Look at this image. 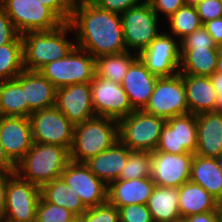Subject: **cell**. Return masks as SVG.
I'll return each instance as SVG.
<instances>
[{"mask_svg": "<svg viewBox=\"0 0 222 222\" xmlns=\"http://www.w3.org/2000/svg\"><path fill=\"white\" fill-rule=\"evenodd\" d=\"M157 13L158 17L163 13L165 18H170L180 7L184 6L185 0H146Z\"/></svg>", "mask_w": 222, "mask_h": 222, "instance_id": "b9f144b4", "label": "cell"}, {"mask_svg": "<svg viewBox=\"0 0 222 222\" xmlns=\"http://www.w3.org/2000/svg\"><path fill=\"white\" fill-rule=\"evenodd\" d=\"M218 162H219V166H220V169L222 170V155L217 158Z\"/></svg>", "mask_w": 222, "mask_h": 222, "instance_id": "db71d44e", "label": "cell"}, {"mask_svg": "<svg viewBox=\"0 0 222 222\" xmlns=\"http://www.w3.org/2000/svg\"><path fill=\"white\" fill-rule=\"evenodd\" d=\"M40 193L45 201L64 207L76 217H80L87 210L79 195L74 193L61 177L42 185Z\"/></svg>", "mask_w": 222, "mask_h": 222, "instance_id": "f1b7e54d", "label": "cell"}, {"mask_svg": "<svg viewBox=\"0 0 222 222\" xmlns=\"http://www.w3.org/2000/svg\"><path fill=\"white\" fill-rule=\"evenodd\" d=\"M130 151L127 146L118 140L107 150L87 160L85 164L97 178L108 185L119 179Z\"/></svg>", "mask_w": 222, "mask_h": 222, "instance_id": "603a6c76", "label": "cell"}, {"mask_svg": "<svg viewBox=\"0 0 222 222\" xmlns=\"http://www.w3.org/2000/svg\"><path fill=\"white\" fill-rule=\"evenodd\" d=\"M166 119L144 110H134L118 121L119 140L133 151H155Z\"/></svg>", "mask_w": 222, "mask_h": 222, "instance_id": "5b68a950", "label": "cell"}, {"mask_svg": "<svg viewBox=\"0 0 222 222\" xmlns=\"http://www.w3.org/2000/svg\"><path fill=\"white\" fill-rule=\"evenodd\" d=\"M24 70L21 34L11 43L0 46V81L15 79Z\"/></svg>", "mask_w": 222, "mask_h": 222, "instance_id": "1f68e13d", "label": "cell"}, {"mask_svg": "<svg viewBox=\"0 0 222 222\" xmlns=\"http://www.w3.org/2000/svg\"><path fill=\"white\" fill-rule=\"evenodd\" d=\"M210 78L217 94L215 112L222 113V75L219 73H213Z\"/></svg>", "mask_w": 222, "mask_h": 222, "instance_id": "bcb514c9", "label": "cell"}, {"mask_svg": "<svg viewBox=\"0 0 222 222\" xmlns=\"http://www.w3.org/2000/svg\"><path fill=\"white\" fill-rule=\"evenodd\" d=\"M157 79L139 57L132 63L121 85L134 110H143L148 104Z\"/></svg>", "mask_w": 222, "mask_h": 222, "instance_id": "ffe728a7", "label": "cell"}, {"mask_svg": "<svg viewBox=\"0 0 222 222\" xmlns=\"http://www.w3.org/2000/svg\"><path fill=\"white\" fill-rule=\"evenodd\" d=\"M178 201L182 220L191 215L216 211L217 199L202 186L191 181L179 187Z\"/></svg>", "mask_w": 222, "mask_h": 222, "instance_id": "4316f807", "label": "cell"}, {"mask_svg": "<svg viewBox=\"0 0 222 222\" xmlns=\"http://www.w3.org/2000/svg\"><path fill=\"white\" fill-rule=\"evenodd\" d=\"M73 32L69 22L51 31H27L21 35L23 41V67L39 71L47 63L64 58L76 45L68 40Z\"/></svg>", "mask_w": 222, "mask_h": 222, "instance_id": "7a4b0ae2", "label": "cell"}, {"mask_svg": "<svg viewBox=\"0 0 222 222\" xmlns=\"http://www.w3.org/2000/svg\"><path fill=\"white\" fill-rule=\"evenodd\" d=\"M200 1H202V0H185V3L187 5H194L195 6Z\"/></svg>", "mask_w": 222, "mask_h": 222, "instance_id": "f5cc1de1", "label": "cell"}, {"mask_svg": "<svg viewBox=\"0 0 222 222\" xmlns=\"http://www.w3.org/2000/svg\"><path fill=\"white\" fill-rule=\"evenodd\" d=\"M151 166V153L131 150L119 179L132 180L151 177Z\"/></svg>", "mask_w": 222, "mask_h": 222, "instance_id": "836d02e7", "label": "cell"}, {"mask_svg": "<svg viewBox=\"0 0 222 222\" xmlns=\"http://www.w3.org/2000/svg\"><path fill=\"white\" fill-rule=\"evenodd\" d=\"M55 107L73 125L95 117L90 83H77L58 88L56 91Z\"/></svg>", "mask_w": 222, "mask_h": 222, "instance_id": "e0dca14e", "label": "cell"}, {"mask_svg": "<svg viewBox=\"0 0 222 222\" xmlns=\"http://www.w3.org/2000/svg\"><path fill=\"white\" fill-rule=\"evenodd\" d=\"M0 141L8 158L16 165L33 143L30 119L0 116Z\"/></svg>", "mask_w": 222, "mask_h": 222, "instance_id": "ac0fdd59", "label": "cell"}, {"mask_svg": "<svg viewBox=\"0 0 222 222\" xmlns=\"http://www.w3.org/2000/svg\"><path fill=\"white\" fill-rule=\"evenodd\" d=\"M15 172L0 171V221H3L5 212V195L9 178Z\"/></svg>", "mask_w": 222, "mask_h": 222, "instance_id": "f6af8a7d", "label": "cell"}, {"mask_svg": "<svg viewBox=\"0 0 222 222\" xmlns=\"http://www.w3.org/2000/svg\"><path fill=\"white\" fill-rule=\"evenodd\" d=\"M196 149V115L187 113L166 119L155 151L171 154H195Z\"/></svg>", "mask_w": 222, "mask_h": 222, "instance_id": "7c38bea8", "label": "cell"}, {"mask_svg": "<svg viewBox=\"0 0 222 222\" xmlns=\"http://www.w3.org/2000/svg\"><path fill=\"white\" fill-rule=\"evenodd\" d=\"M90 86L96 116L119 121L134 111L121 84L95 75Z\"/></svg>", "mask_w": 222, "mask_h": 222, "instance_id": "9a60e30c", "label": "cell"}, {"mask_svg": "<svg viewBox=\"0 0 222 222\" xmlns=\"http://www.w3.org/2000/svg\"><path fill=\"white\" fill-rule=\"evenodd\" d=\"M81 222H120L119 210L106 202L105 204L87 208L80 216Z\"/></svg>", "mask_w": 222, "mask_h": 222, "instance_id": "d590c367", "label": "cell"}, {"mask_svg": "<svg viewBox=\"0 0 222 222\" xmlns=\"http://www.w3.org/2000/svg\"><path fill=\"white\" fill-rule=\"evenodd\" d=\"M69 24L74 31L76 47L94 58L127 51L119 13L93 3L71 5Z\"/></svg>", "mask_w": 222, "mask_h": 222, "instance_id": "6da1fadb", "label": "cell"}, {"mask_svg": "<svg viewBox=\"0 0 222 222\" xmlns=\"http://www.w3.org/2000/svg\"><path fill=\"white\" fill-rule=\"evenodd\" d=\"M215 73L222 75V46H219Z\"/></svg>", "mask_w": 222, "mask_h": 222, "instance_id": "681fc988", "label": "cell"}, {"mask_svg": "<svg viewBox=\"0 0 222 222\" xmlns=\"http://www.w3.org/2000/svg\"><path fill=\"white\" fill-rule=\"evenodd\" d=\"M217 46H222V17L203 24Z\"/></svg>", "mask_w": 222, "mask_h": 222, "instance_id": "ee69618b", "label": "cell"}, {"mask_svg": "<svg viewBox=\"0 0 222 222\" xmlns=\"http://www.w3.org/2000/svg\"><path fill=\"white\" fill-rule=\"evenodd\" d=\"M70 222H81L80 217H75L73 220H71Z\"/></svg>", "mask_w": 222, "mask_h": 222, "instance_id": "11a10c76", "label": "cell"}, {"mask_svg": "<svg viewBox=\"0 0 222 222\" xmlns=\"http://www.w3.org/2000/svg\"><path fill=\"white\" fill-rule=\"evenodd\" d=\"M1 7L21 35L27 31H51L65 23L40 0H2Z\"/></svg>", "mask_w": 222, "mask_h": 222, "instance_id": "52a82bcc", "label": "cell"}, {"mask_svg": "<svg viewBox=\"0 0 222 222\" xmlns=\"http://www.w3.org/2000/svg\"><path fill=\"white\" fill-rule=\"evenodd\" d=\"M179 188L155 185L147 201L153 222H181Z\"/></svg>", "mask_w": 222, "mask_h": 222, "instance_id": "d4e9b609", "label": "cell"}, {"mask_svg": "<svg viewBox=\"0 0 222 222\" xmlns=\"http://www.w3.org/2000/svg\"><path fill=\"white\" fill-rule=\"evenodd\" d=\"M16 165L8 158L0 141V171L15 172Z\"/></svg>", "mask_w": 222, "mask_h": 222, "instance_id": "c3c4849f", "label": "cell"}, {"mask_svg": "<svg viewBox=\"0 0 222 222\" xmlns=\"http://www.w3.org/2000/svg\"><path fill=\"white\" fill-rule=\"evenodd\" d=\"M40 187L14 173L8 180L4 222H35Z\"/></svg>", "mask_w": 222, "mask_h": 222, "instance_id": "8fae6325", "label": "cell"}, {"mask_svg": "<svg viewBox=\"0 0 222 222\" xmlns=\"http://www.w3.org/2000/svg\"><path fill=\"white\" fill-rule=\"evenodd\" d=\"M73 192L77 193L86 208L107 202L108 185L97 178L85 163L69 161L61 174Z\"/></svg>", "mask_w": 222, "mask_h": 222, "instance_id": "5bb4252c", "label": "cell"}, {"mask_svg": "<svg viewBox=\"0 0 222 222\" xmlns=\"http://www.w3.org/2000/svg\"><path fill=\"white\" fill-rule=\"evenodd\" d=\"M138 57L157 77L173 76L179 72L180 68L179 40L161 30L150 45L138 54Z\"/></svg>", "mask_w": 222, "mask_h": 222, "instance_id": "4fadbf2b", "label": "cell"}, {"mask_svg": "<svg viewBox=\"0 0 222 222\" xmlns=\"http://www.w3.org/2000/svg\"><path fill=\"white\" fill-rule=\"evenodd\" d=\"M189 113L200 114L215 111L217 94L209 76L183 74Z\"/></svg>", "mask_w": 222, "mask_h": 222, "instance_id": "cb8c5ba5", "label": "cell"}, {"mask_svg": "<svg viewBox=\"0 0 222 222\" xmlns=\"http://www.w3.org/2000/svg\"><path fill=\"white\" fill-rule=\"evenodd\" d=\"M75 217L64 207L49 203L41 197L37 205L35 222H70Z\"/></svg>", "mask_w": 222, "mask_h": 222, "instance_id": "e575fe53", "label": "cell"}, {"mask_svg": "<svg viewBox=\"0 0 222 222\" xmlns=\"http://www.w3.org/2000/svg\"><path fill=\"white\" fill-rule=\"evenodd\" d=\"M154 187L155 183L151 177L117 179L108 184L107 202L118 209L133 204L146 205Z\"/></svg>", "mask_w": 222, "mask_h": 222, "instance_id": "7402d4cb", "label": "cell"}, {"mask_svg": "<svg viewBox=\"0 0 222 222\" xmlns=\"http://www.w3.org/2000/svg\"><path fill=\"white\" fill-rule=\"evenodd\" d=\"M195 8L203 24L222 17V4L220 0H202L195 5Z\"/></svg>", "mask_w": 222, "mask_h": 222, "instance_id": "f35d334b", "label": "cell"}, {"mask_svg": "<svg viewBox=\"0 0 222 222\" xmlns=\"http://www.w3.org/2000/svg\"><path fill=\"white\" fill-rule=\"evenodd\" d=\"M118 140V121L115 119L95 116L85 120L74 125L70 160L85 163Z\"/></svg>", "mask_w": 222, "mask_h": 222, "instance_id": "277c9868", "label": "cell"}, {"mask_svg": "<svg viewBox=\"0 0 222 222\" xmlns=\"http://www.w3.org/2000/svg\"><path fill=\"white\" fill-rule=\"evenodd\" d=\"M120 15L127 51L139 54L161 33L160 18L146 0Z\"/></svg>", "mask_w": 222, "mask_h": 222, "instance_id": "ba28073f", "label": "cell"}, {"mask_svg": "<svg viewBox=\"0 0 222 222\" xmlns=\"http://www.w3.org/2000/svg\"><path fill=\"white\" fill-rule=\"evenodd\" d=\"M44 6L52 9L64 22H69L71 17L70 0H40Z\"/></svg>", "mask_w": 222, "mask_h": 222, "instance_id": "7bdbcfd3", "label": "cell"}, {"mask_svg": "<svg viewBox=\"0 0 222 222\" xmlns=\"http://www.w3.org/2000/svg\"><path fill=\"white\" fill-rule=\"evenodd\" d=\"M95 0H70L71 5H79L83 3H93Z\"/></svg>", "mask_w": 222, "mask_h": 222, "instance_id": "816d5d0a", "label": "cell"}, {"mask_svg": "<svg viewBox=\"0 0 222 222\" xmlns=\"http://www.w3.org/2000/svg\"><path fill=\"white\" fill-rule=\"evenodd\" d=\"M144 1L145 0H95L93 4L99 8L121 14L130 8L141 5Z\"/></svg>", "mask_w": 222, "mask_h": 222, "instance_id": "60d3db41", "label": "cell"}, {"mask_svg": "<svg viewBox=\"0 0 222 222\" xmlns=\"http://www.w3.org/2000/svg\"><path fill=\"white\" fill-rule=\"evenodd\" d=\"M145 112L165 119L189 113L183 74L158 77Z\"/></svg>", "mask_w": 222, "mask_h": 222, "instance_id": "9c48e42d", "label": "cell"}, {"mask_svg": "<svg viewBox=\"0 0 222 222\" xmlns=\"http://www.w3.org/2000/svg\"><path fill=\"white\" fill-rule=\"evenodd\" d=\"M19 35L11 19L0 6V46L13 42Z\"/></svg>", "mask_w": 222, "mask_h": 222, "instance_id": "ab89813d", "label": "cell"}, {"mask_svg": "<svg viewBox=\"0 0 222 222\" xmlns=\"http://www.w3.org/2000/svg\"><path fill=\"white\" fill-rule=\"evenodd\" d=\"M137 58L138 54L130 51L96 57V76L121 84L127 70Z\"/></svg>", "mask_w": 222, "mask_h": 222, "instance_id": "f546056e", "label": "cell"}, {"mask_svg": "<svg viewBox=\"0 0 222 222\" xmlns=\"http://www.w3.org/2000/svg\"><path fill=\"white\" fill-rule=\"evenodd\" d=\"M0 116L28 118V103L16 79L0 81Z\"/></svg>", "mask_w": 222, "mask_h": 222, "instance_id": "4dcf8cb0", "label": "cell"}, {"mask_svg": "<svg viewBox=\"0 0 222 222\" xmlns=\"http://www.w3.org/2000/svg\"><path fill=\"white\" fill-rule=\"evenodd\" d=\"M118 210L120 222H153L146 205L133 204L120 207Z\"/></svg>", "mask_w": 222, "mask_h": 222, "instance_id": "74e56055", "label": "cell"}, {"mask_svg": "<svg viewBox=\"0 0 222 222\" xmlns=\"http://www.w3.org/2000/svg\"><path fill=\"white\" fill-rule=\"evenodd\" d=\"M183 222H219L216 211H208L196 215H191L182 220Z\"/></svg>", "mask_w": 222, "mask_h": 222, "instance_id": "7dc6e473", "label": "cell"}, {"mask_svg": "<svg viewBox=\"0 0 222 222\" xmlns=\"http://www.w3.org/2000/svg\"><path fill=\"white\" fill-rule=\"evenodd\" d=\"M216 213H217V216H218V221L222 222V198L217 200Z\"/></svg>", "mask_w": 222, "mask_h": 222, "instance_id": "f907efd6", "label": "cell"}, {"mask_svg": "<svg viewBox=\"0 0 222 222\" xmlns=\"http://www.w3.org/2000/svg\"><path fill=\"white\" fill-rule=\"evenodd\" d=\"M95 70V58L75 46L64 58L47 63L39 71L58 89L90 83L96 75Z\"/></svg>", "mask_w": 222, "mask_h": 222, "instance_id": "8992f818", "label": "cell"}, {"mask_svg": "<svg viewBox=\"0 0 222 222\" xmlns=\"http://www.w3.org/2000/svg\"><path fill=\"white\" fill-rule=\"evenodd\" d=\"M167 20L170 24L169 31H171V33H167L173 35L179 41L203 26L194 5L185 4Z\"/></svg>", "mask_w": 222, "mask_h": 222, "instance_id": "d6a6232c", "label": "cell"}, {"mask_svg": "<svg viewBox=\"0 0 222 222\" xmlns=\"http://www.w3.org/2000/svg\"><path fill=\"white\" fill-rule=\"evenodd\" d=\"M15 79L24 90L28 118L32 112L55 106L57 88L40 71L24 69Z\"/></svg>", "mask_w": 222, "mask_h": 222, "instance_id": "d6986e66", "label": "cell"}, {"mask_svg": "<svg viewBox=\"0 0 222 222\" xmlns=\"http://www.w3.org/2000/svg\"><path fill=\"white\" fill-rule=\"evenodd\" d=\"M190 181L202 186L215 199L222 198V170L217 158L194 154Z\"/></svg>", "mask_w": 222, "mask_h": 222, "instance_id": "484cf974", "label": "cell"}, {"mask_svg": "<svg viewBox=\"0 0 222 222\" xmlns=\"http://www.w3.org/2000/svg\"><path fill=\"white\" fill-rule=\"evenodd\" d=\"M29 119L33 142L59 145L70 151L74 125L55 106L32 112Z\"/></svg>", "mask_w": 222, "mask_h": 222, "instance_id": "30bf717a", "label": "cell"}, {"mask_svg": "<svg viewBox=\"0 0 222 222\" xmlns=\"http://www.w3.org/2000/svg\"><path fill=\"white\" fill-rule=\"evenodd\" d=\"M196 155L219 158L222 155V113L203 112L196 115Z\"/></svg>", "mask_w": 222, "mask_h": 222, "instance_id": "44dd1931", "label": "cell"}, {"mask_svg": "<svg viewBox=\"0 0 222 222\" xmlns=\"http://www.w3.org/2000/svg\"><path fill=\"white\" fill-rule=\"evenodd\" d=\"M219 48H180L179 73L211 76L216 72Z\"/></svg>", "mask_w": 222, "mask_h": 222, "instance_id": "83f0119b", "label": "cell"}, {"mask_svg": "<svg viewBox=\"0 0 222 222\" xmlns=\"http://www.w3.org/2000/svg\"><path fill=\"white\" fill-rule=\"evenodd\" d=\"M194 154L151 153V178L157 186L179 188L190 181L191 163Z\"/></svg>", "mask_w": 222, "mask_h": 222, "instance_id": "2e32d148", "label": "cell"}, {"mask_svg": "<svg viewBox=\"0 0 222 222\" xmlns=\"http://www.w3.org/2000/svg\"><path fill=\"white\" fill-rule=\"evenodd\" d=\"M180 48H219L202 26L179 41Z\"/></svg>", "mask_w": 222, "mask_h": 222, "instance_id": "8d00e7d4", "label": "cell"}, {"mask_svg": "<svg viewBox=\"0 0 222 222\" xmlns=\"http://www.w3.org/2000/svg\"><path fill=\"white\" fill-rule=\"evenodd\" d=\"M70 161V151L59 145L33 142L31 149L16 164L15 173L39 187L61 177Z\"/></svg>", "mask_w": 222, "mask_h": 222, "instance_id": "3957f363", "label": "cell"}]
</instances>
